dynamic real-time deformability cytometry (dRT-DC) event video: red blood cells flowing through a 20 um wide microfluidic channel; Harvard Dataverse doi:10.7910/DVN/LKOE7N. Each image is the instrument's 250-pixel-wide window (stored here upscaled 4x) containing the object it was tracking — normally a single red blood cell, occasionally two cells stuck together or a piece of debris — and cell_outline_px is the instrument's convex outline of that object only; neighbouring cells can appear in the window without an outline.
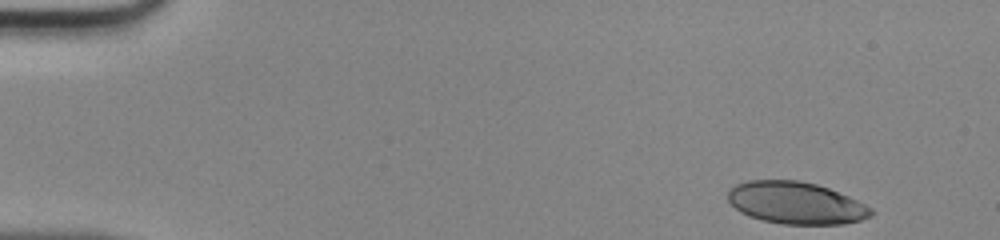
{"species": "human", "species_latin": "Homo sapiens", "temperature_condition": "room temperature", "stored_images_in_passage": 19, "camera_frame_rate_fps": 3000, "um_per_image_px": 0.085, "donor": {"sex": "male"}, "frame": {"image": 1, "passage_image": 1, "time_ms": 0.0, "image_size_px": [1000, 240], "cell_outline_px": [[876, 212], [872, 216], [860, 220], [844, 224], [780, 224], [748, 216], [740, 212], [728, 200], [728, 192], [736, 184], [748, 180], [796, 180], [816, 184], [828, 188], [848, 196], [872, 208]], "centroid_in_image_um": [67.67, 17.25], "position_along_channel_um": 17.3, "area_um2": 35.08}}
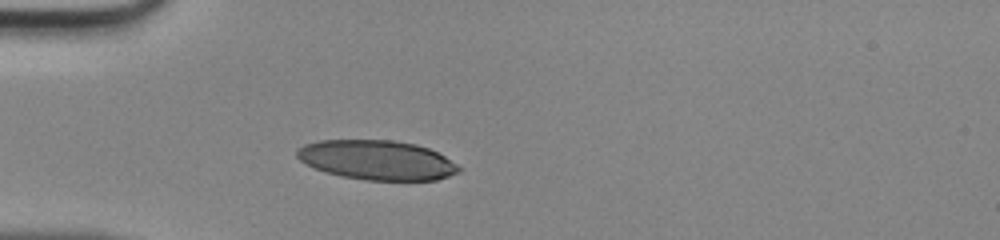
{"frame": {"image": 2, "passage_image": 11, "time_ms": 3.333, "image_size_px": [1000, 240], "cell_outline_px": [[460, 172], [436, 180], [364, 180], [340, 176], [324, 172], [304, 164], [296, 156], [296, 152], [304, 144], [320, 140], [392, 140], [416, 144], [428, 148], [444, 156], [456, 164], [460, 168]], "centroid_in_image_um": [32.01, 13.61], "position_along_channel_um": 53.0, "area_um2": 37.34}}
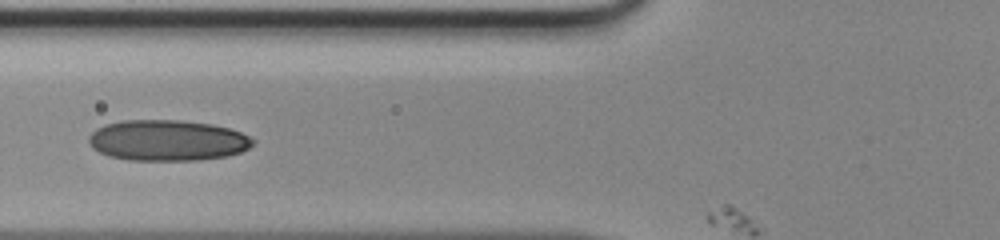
{"frame": {"image": 3, "passage_image": 16, "time_ms": 5.0, "image_size_px": [1000, 240], "cell_outline_px": [[256, 140], [248, 148], [240, 152], [228, 156], [200, 160], [128, 160], [108, 156], [92, 148], [88, 144], [88, 136], [96, 128], [104, 124], [124, 120], [180, 120], [212, 124], [228, 128], [240, 132]], "centroid_in_image_um": [14.2, 11.93], "position_along_channel_um": 111.6, "area_um2": 39.3}}